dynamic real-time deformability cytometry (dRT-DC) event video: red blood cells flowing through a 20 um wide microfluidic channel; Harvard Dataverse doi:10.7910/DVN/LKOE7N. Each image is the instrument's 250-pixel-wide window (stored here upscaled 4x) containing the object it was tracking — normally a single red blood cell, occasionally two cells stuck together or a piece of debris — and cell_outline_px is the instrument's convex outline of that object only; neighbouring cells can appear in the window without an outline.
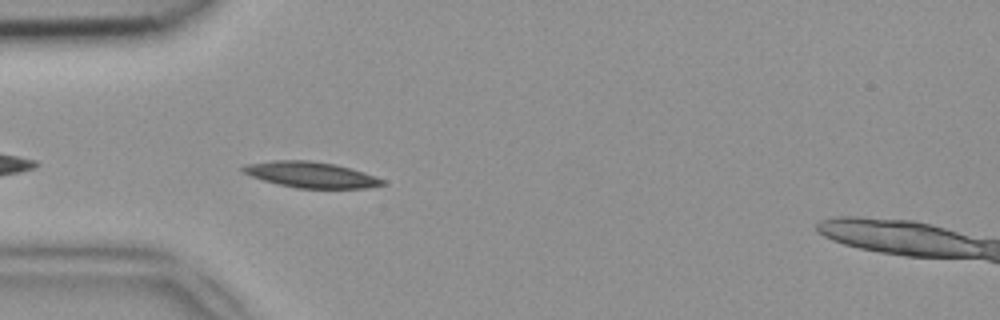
{"species": "common noctule bat (a hibernating species)", "species_latin": "Nyctalus noctula", "temperature_condition": "room temperature", "stored_images_in_passage": 16, "camera_frame_rate_fps": 3000, "um_per_image_px": 0.085, "animal": {"sex": "female", "body_mass_g": 18.4}, "frame": {"image": 1, "passage_image": 3, "time_ms": 0.667, "image_size_px": [1000, 320], "cell_outline_px": [[384, 184], [364, 188], [296, 188], [264, 180], [252, 176], [244, 172], [240, 168], [248, 164], [272, 160], [308, 160], [336, 164], [364, 172], [376, 176], [384, 180]], "centroid_in_image_um": [26.44, 14.84], "position_along_channel_um": 58.6, "area_um2": 20.75}}
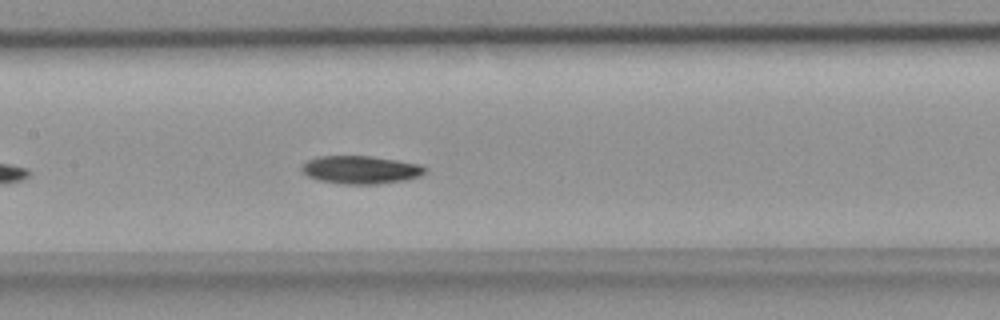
{"frame": {"image": 2, "passage_image": 12, "time_ms": 3.667, "image_size_px": [1000, 320], "cell_outline_px": [[428, 168], [420, 176], [404, 180], [376, 184], [340, 184], [320, 180], [308, 176], [300, 168], [308, 160], [316, 156], [372, 156], [420, 164]], "centroid_in_image_um": [30.66, 14.42], "position_along_channel_um": 176.7, "area_um2": 20.06}}